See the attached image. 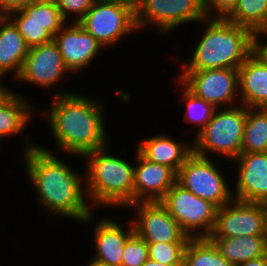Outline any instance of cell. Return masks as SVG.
Wrapping results in <instances>:
<instances>
[{"mask_svg":"<svg viewBox=\"0 0 267 266\" xmlns=\"http://www.w3.org/2000/svg\"><path fill=\"white\" fill-rule=\"evenodd\" d=\"M22 145L21 159L16 165L24 168L30 185L36 195L38 206L49 218H68L83 226L94 225L93 208L87 198L85 189V174L77 172L67 158L53 153L52 148H46L34 142L28 135ZM29 138V139H28ZM52 151H51V150ZM24 150V151H23ZM62 158V159H61ZM66 159V160H65ZM20 160V161H19ZM65 160V161H64ZM20 163V164H18ZM23 164V166H22ZM94 222V223H93ZM93 223V224H91Z\"/></svg>","mask_w":267,"mask_h":266,"instance_id":"cell-1","label":"cell"},{"mask_svg":"<svg viewBox=\"0 0 267 266\" xmlns=\"http://www.w3.org/2000/svg\"><path fill=\"white\" fill-rule=\"evenodd\" d=\"M101 98L75 91L52 96L48 109L39 106L38 116L45 118L54 139L56 151L53 153L79 159L88 152L111 145L105 121L106 104Z\"/></svg>","mask_w":267,"mask_h":266,"instance_id":"cell-2","label":"cell"},{"mask_svg":"<svg viewBox=\"0 0 267 266\" xmlns=\"http://www.w3.org/2000/svg\"><path fill=\"white\" fill-rule=\"evenodd\" d=\"M198 24L202 32L190 57L177 61L181 71L239 68L255 51V34L224 17H207Z\"/></svg>","mask_w":267,"mask_h":266,"instance_id":"cell-3","label":"cell"},{"mask_svg":"<svg viewBox=\"0 0 267 266\" xmlns=\"http://www.w3.org/2000/svg\"><path fill=\"white\" fill-rule=\"evenodd\" d=\"M109 146L88 152L80 158L86 165L85 189L93 210L100 206L118 211L134 203L135 155H132L131 162L126 153L125 157L118 152L112 153Z\"/></svg>","mask_w":267,"mask_h":266,"instance_id":"cell-4","label":"cell"},{"mask_svg":"<svg viewBox=\"0 0 267 266\" xmlns=\"http://www.w3.org/2000/svg\"><path fill=\"white\" fill-rule=\"evenodd\" d=\"M246 119L244 105L217 108L205 127L192 136L193 152L208 158L221 156L222 160L233 162L241 154Z\"/></svg>","mask_w":267,"mask_h":266,"instance_id":"cell-5","label":"cell"},{"mask_svg":"<svg viewBox=\"0 0 267 266\" xmlns=\"http://www.w3.org/2000/svg\"><path fill=\"white\" fill-rule=\"evenodd\" d=\"M105 49L138 32L135 5L126 0H96L78 22ZM123 39V40H122Z\"/></svg>","mask_w":267,"mask_h":266,"instance_id":"cell-6","label":"cell"},{"mask_svg":"<svg viewBox=\"0 0 267 266\" xmlns=\"http://www.w3.org/2000/svg\"><path fill=\"white\" fill-rule=\"evenodd\" d=\"M206 18L202 0H139L135 4L138 33L154 28L166 37L185 24L197 26Z\"/></svg>","mask_w":267,"mask_h":266,"instance_id":"cell-7","label":"cell"},{"mask_svg":"<svg viewBox=\"0 0 267 266\" xmlns=\"http://www.w3.org/2000/svg\"><path fill=\"white\" fill-rule=\"evenodd\" d=\"M224 172L214 159L193 152L177 172L176 182L219 208L234 199L233 186L229 185L231 182Z\"/></svg>","mask_w":267,"mask_h":266,"instance_id":"cell-8","label":"cell"},{"mask_svg":"<svg viewBox=\"0 0 267 266\" xmlns=\"http://www.w3.org/2000/svg\"><path fill=\"white\" fill-rule=\"evenodd\" d=\"M190 238H208L215 226L218 207L201 199L177 182L160 201Z\"/></svg>","mask_w":267,"mask_h":266,"instance_id":"cell-9","label":"cell"},{"mask_svg":"<svg viewBox=\"0 0 267 266\" xmlns=\"http://www.w3.org/2000/svg\"><path fill=\"white\" fill-rule=\"evenodd\" d=\"M175 78L196 97L216 108L240 105L238 68L180 71Z\"/></svg>","mask_w":267,"mask_h":266,"instance_id":"cell-10","label":"cell"},{"mask_svg":"<svg viewBox=\"0 0 267 266\" xmlns=\"http://www.w3.org/2000/svg\"><path fill=\"white\" fill-rule=\"evenodd\" d=\"M70 74L63 62L60 50L53 40L29 48L22 70L14 82H17V85L18 83H23V86L25 83L32 84L39 88L41 87L42 90L56 89V91H53L54 94L51 92L52 96L66 95L73 93V91L65 89L66 87L62 89L57 84L60 85L59 82H61L62 85V80H66L68 76L70 78Z\"/></svg>","mask_w":267,"mask_h":266,"instance_id":"cell-11","label":"cell"},{"mask_svg":"<svg viewBox=\"0 0 267 266\" xmlns=\"http://www.w3.org/2000/svg\"><path fill=\"white\" fill-rule=\"evenodd\" d=\"M134 212L130 219L134 232L146 242H188L190 237L182 230L167 208L160 202H136L125 210ZM137 211V212H136Z\"/></svg>","mask_w":267,"mask_h":266,"instance_id":"cell-12","label":"cell"},{"mask_svg":"<svg viewBox=\"0 0 267 266\" xmlns=\"http://www.w3.org/2000/svg\"><path fill=\"white\" fill-rule=\"evenodd\" d=\"M53 40L72 77L73 74H80L82 70L84 73L90 64H94V59L96 61V57L105 52L104 47L79 23L67 22Z\"/></svg>","mask_w":267,"mask_h":266,"instance_id":"cell-13","label":"cell"},{"mask_svg":"<svg viewBox=\"0 0 267 266\" xmlns=\"http://www.w3.org/2000/svg\"><path fill=\"white\" fill-rule=\"evenodd\" d=\"M264 236L261 207L257 202L233 199L219 207L214 229L209 237Z\"/></svg>","mask_w":267,"mask_h":266,"instance_id":"cell-14","label":"cell"},{"mask_svg":"<svg viewBox=\"0 0 267 266\" xmlns=\"http://www.w3.org/2000/svg\"><path fill=\"white\" fill-rule=\"evenodd\" d=\"M237 169L233 197L248 202L267 198V152L241 153L233 161Z\"/></svg>","mask_w":267,"mask_h":266,"instance_id":"cell-15","label":"cell"},{"mask_svg":"<svg viewBox=\"0 0 267 266\" xmlns=\"http://www.w3.org/2000/svg\"><path fill=\"white\" fill-rule=\"evenodd\" d=\"M176 179L172 168L151 162L135 151L134 203L161 201Z\"/></svg>","mask_w":267,"mask_h":266,"instance_id":"cell-16","label":"cell"},{"mask_svg":"<svg viewBox=\"0 0 267 266\" xmlns=\"http://www.w3.org/2000/svg\"><path fill=\"white\" fill-rule=\"evenodd\" d=\"M98 220V221H97ZM96 220L92 234L93 258L114 266H122V255L127 239L134 233L131 220L124 223L106 215ZM122 223V224H121ZM128 224V225H127Z\"/></svg>","mask_w":267,"mask_h":266,"instance_id":"cell-17","label":"cell"},{"mask_svg":"<svg viewBox=\"0 0 267 266\" xmlns=\"http://www.w3.org/2000/svg\"><path fill=\"white\" fill-rule=\"evenodd\" d=\"M26 93L11 89L7 86L0 93V144L11 139L15 135H20L27 130L28 124L38 115V108L30 102ZM4 140V141H3Z\"/></svg>","mask_w":267,"mask_h":266,"instance_id":"cell-18","label":"cell"},{"mask_svg":"<svg viewBox=\"0 0 267 266\" xmlns=\"http://www.w3.org/2000/svg\"><path fill=\"white\" fill-rule=\"evenodd\" d=\"M189 142V143H188ZM181 141L171 134L156 133L138 142L137 150L145 159L166 165L176 173L193 153V140Z\"/></svg>","mask_w":267,"mask_h":266,"instance_id":"cell-19","label":"cell"},{"mask_svg":"<svg viewBox=\"0 0 267 266\" xmlns=\"http://www.w3.org/2000/svg\"><path fill=\"white\" fill-rule=\"evenodd\" d=\"M240 104L267 108V62L255 51L239 66Z\"/></svg>","mask_w":267,"mask_h":266,"instance_id":"cell-20","label":"cell"},{"mask_svg":"<svg viewBox=\"0 0 267 266\" xmlns=\"http://www.w3.org/2000/svg\"><path fill=\"white\" fill-rule=\"evenodd\" d=\"M28 51L29 47L13 21L8 16H0V81L11 76L14 83Z\"/></svg>","mask_w":267,"mask_h":266,"instance_id":"cell-21","label":"cell"},{"mask_svg":"<svg viewBox=\"0 0 267 266\" xmlns=\"http://www.w3.org/2000/svg\"><path fill=\"white\" fill-rule=\"evenodd\" d=\"M221 255L237 265L267 255V242L264 236L208 237Z\"/></svg>","mask_w":267,"mask_h":266,"instance_id":"cell-22","label":"cell"},{"mask_svg":"<svg viewBox=\"0 0 267 266\" xmlns=\"http://www.w3.org/2000/svg\"><path fill=\"white\" fill-rule=\"evenodd\" d=\"M224 18L256 34L267 29V0H238Z\"/></svg>","mask_w":267,"mask_h":266,"instance_id":"cell-23","label":"cell"},{"mask_svg":"<svg viewBox=\"0 0 267 266\" xmlns=\"http://www.w3.org/2000/svg\"><path fill=\"white\" fill-rule=\"evenodd\" d=\"M267 152V108H247L241 153Z\"/></svg>","mask_w":267,"mask_h":266,"instance_id":"cell-24","label":"cell"},{"mask_svg":"<svg viewBox=\"0 0 267 266\" xmlns=\"http://www.w3.org/2000/svg\"><path fill=\"white\" fill-rule=\"evenodd\" d=\"M183 266H235L223 257L209 238H190L185 250Z\"/></svg>","mask_w":267,"mask_h":266,"instance_id":"cell-25","label":"cell"},{"mask_svg":"<svg viewBox=\"0 0 267 266\" xmlns=\"http://www.w3.org/2000/svg\"><path fill=\"white\" fill-rule=\"evenodd\" d=\"M176 81V87L180 89V100L184 105L183 120L184 123L190 124L196 130L197 135L209 122L213 116L215 110L217 109L213 104L206 102L204 99L196 97L192 92H190L178 79ZM182 92V93H181ZM197 127V128H196Z\"/></svg>","mask_w":267,"mask_h":266,"instance_id":"cell-26","label":"cell"},{"mask_svg":"<svg viewBox=\"0 0 267 266\" xmlns=\"http://www.w3.org/2000/svg\"><path fill=\"white\" fill-rule=\"evenodd\" d=\"M21 11L27 16V22L40 23L53 36L67 23L53 1L27 3Z\"/></svg>","mask_w":267,"mask_h":266,"instance_id":"cell-27","label":"cell"},{"mask_svg":"<svg viewBox=\"0 0 267 266\" xmlns=\"http://www.w3.org/2000/svg\"><path fill=\"white\" fill-rule=\"evenodd\" d=\"M8 17L17 26L29 48L53 41L54 36L40 23L27 22V16L21 10L11 13Z\"/></svg>","mask_w":267,"mask_h":266,"instance_id":"cell-28","label":"cell"},{"mask_svg":"<svg viewBox=\"0 0 267 266\" xmlns=\"http://www.w3.org/2000/svg\"><path fill=\"white\" fill-rule=\"evenodd\" d=\"M188 242H147L149 259L162 264H183Z\"/></svg>","mask_w":267,"mask_h":266,"instance_id":"cell-29","label":"cell"},{"mask_svg":"<svg viewBox=\"0 0 267 266\" xmlns=\"http://www.w3.org/2000/svg\"><path fill=\"white\" fill-rule=\"evenodd\" d=\"M148 258L147 242L134 232L125 243L122 266H142Z\"/></svg>","mask_w":267,"mask_h":266,"instance_id":"cell-30","label":"cell"},{"mask_svg":"<svg viewBox=\"0 0 267 266\" xmlns=\"http://www.w3.org/2000/svg\"><path fill=\"white\" fill-rule=\"evenodd\" d=\"M96 0H54L66 22L78 23Z\"/></svg>","mask_w":267,"mask_h":266,"instance_id":"cell-31","label":"cell"},{"mask_svg":"<svg viewBox=\"0 0 267 266\" xmlns=\"http://www.w3.org/2000/svg\"><path fill=\"white\" fill-rule=\"evenodd\" d=\"M238 0H202L207 17H225Z\"/></svg>","mask_w":267,"mask_h":266,"instance_id":"cell-32","label":"cell"},{"mask_svg":"<svg viewBox=\"0 0 267 266\" xmlns=\"http://www.w3.org/2000/svg\"><path fill=\"white\" fill-rule=\"evenodd\" d=\"M27 3L28 0H0V16H9L21 10Z\"/></svg>","mask_w":267,"mask_h":266,"instance_id":"cell-33","label":"cell"},{"mask_svg":"<svg viewBox=\"0 0 267 266\" xmlns=\"http://www.w3.org/2000/svg\"><path fill=\"white\" fill-rule=\"evenodd\" d=\"M255 52L267 62V29L255 34Z\"/></svg>","mask_w":267,"mask_h":266,"instance_id":"cell-34","label":"cell"},{"mask_svg":"<svg viewBox=\"0 0 267 266\" xmlns=\"http://www.w3.org/2000/svg\"><path fill=\"white\" fill-rule=\"evenodd\" d=\"M235 266H267V255L258 259L248 260L247 262H243Z\"/></svg>","mask_w":267,"mask_h":266,"instance_id":"cell-35","label":"cell"},{"mask_svg":"<svg viewBox=\"0 0 267 266\" xmlns=\"http://www.w3.org/2000/svg\"><path fill=\"white\" fill-rule=\"evenodd\" d=\"M259 206L261 207L263 213V222H264V237L267 242V198L262 199L258 202Z\"/></svg>","mask_w":267,"mask_h":266,"instance_id":"cell-36","label":"cell"},{"mask_svg":"<svg viewBox=\"0 0 267 266\" xmlns=\"http://www.w3.org/2000/svg\"><path fill=\"white\" fill-rule=\"evenodd\" d=\"M142 266H183V264H162L148 258Z\"/></svg>","mask_w":267,"mask_h":266,"instance_id":"cell-37","label":"cell"},{"mask_svg":"<svg viewBox=\"0 0 267 266\" xmlns=\"http://www.w3.org/2000/svg\"><path fill=\"white\" fill-rule=\"evenodd\" d=\"M85 266H114V265L107 264L92 257L90 258V260L88 259L87 264Z\"/></svg>","mask_w":267,"mask_h":266,"instance_id":"cell-38","label":"cell"},{"mask_svg":"<svg viewBox=\"0 0 267 266\" xmlns=\"http://www.w3.org/2000/svg\"><path fill=\"white\" fill-rule=\"evenodd\" d=\"M5 82V83H4ZM0 81V93L7 87L9 84L6 83V81Z\"/></svg>","mask_w":267,"mask_h":266,"instance_id":"cell-39","label":"cell"},{"mask_svg":"<svg viewBox=\"0 0 267 266\" xmlns=\"http://www.w3.org/2000/svg\"><path fill=\"white\" fill-rule=\"evenodd\" d=\"M54 0H28V3L50 2Z\"/></svg>","mask_w":267,"mask_h":266,"instance_id":"cell-40","label":"cell"},{"mask_svg":"<svg viewBox=\"0 0 267 266\" xmlns=\"http://www.w3.org/2000/svg\"><path fill=\"white\" fill-rule=\"evenodd\" d=\"M126 1H129L135 5L139 0H126Z\"/></svg>","mask_w":267,"mask_h":266,"instance_id":"cell-41","label":"cell"}]
</instances>
